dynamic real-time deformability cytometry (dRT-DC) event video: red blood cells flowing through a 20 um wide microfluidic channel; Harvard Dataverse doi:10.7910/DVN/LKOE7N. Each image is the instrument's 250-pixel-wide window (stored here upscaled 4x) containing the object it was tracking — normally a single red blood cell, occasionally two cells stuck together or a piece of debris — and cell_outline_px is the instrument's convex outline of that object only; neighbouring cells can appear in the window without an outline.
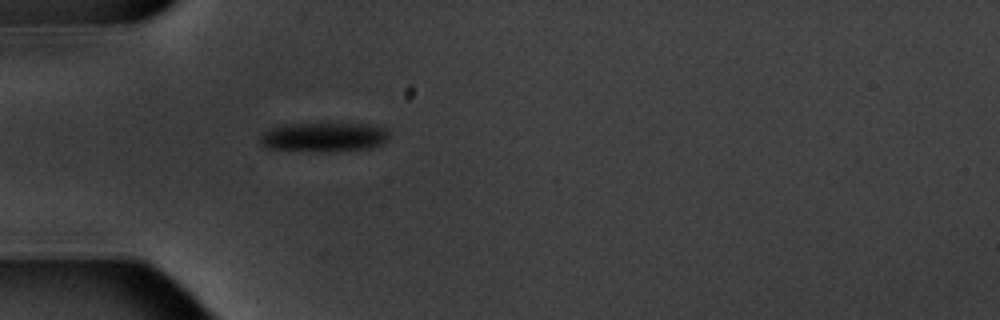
{"species": "common noctule bat (a hibernating species)", "species_latin": "Nyctalus noctula", "temperature_condition": "warm", "stored_images_in_passage": 1, "camera_frame_rate_fps": 3000, "um_per_image_px": 0.085, "animal": {"sex": "male", "body_mass_g": 20.1, "forearm_length_mm": 53.5}, "frame": {"image": 1, "passage_image": 1, "time_ms": 0.0, "image_size_px": [1000, 320], "cell_outline_px": [[388, 140], [380, 144], [368, 148], [332, 152], [316, 152], [264, 148], [260, 144], [260, 132], [268, 128], [284, 124], [360, 124], [388, 128]], "centroid_in_image_um": [27.45, 11.67], "position_along_channel_um": 57.6, "area_um2": 22.37}}